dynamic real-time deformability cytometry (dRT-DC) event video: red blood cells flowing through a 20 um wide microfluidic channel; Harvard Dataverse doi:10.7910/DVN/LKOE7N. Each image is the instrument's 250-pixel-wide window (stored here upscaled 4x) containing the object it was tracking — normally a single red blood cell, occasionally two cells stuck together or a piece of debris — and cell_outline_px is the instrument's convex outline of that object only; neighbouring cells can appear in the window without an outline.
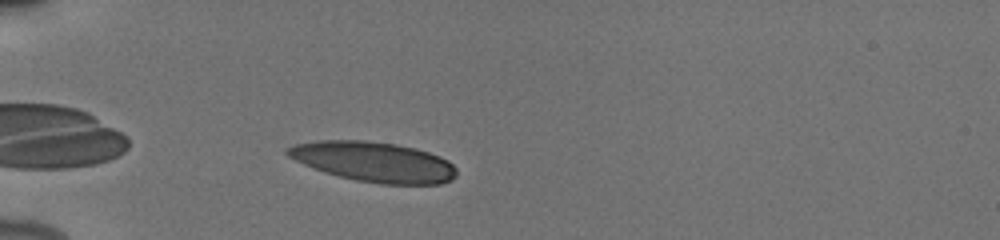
{"species": "human", "species_latin": "Homo sapiens", "temperature_condition": "cold", "stored_images_in_passage": 3, "camera_frame_rate_fps": 3000, "um_per_image_px": 0.085, "donor": {"sex": "male"}, "frame": {"image": 1, "passage_image": 3, "time_ms": 2.333, "image_size_px": [1000, 240], "cell_outline_px": [[456, 176], [452, 180], [440, 184], [380, 184], [356, 180], [324, 172], [304, 164], [288, 156], [284, 152], [284, 148], [296, 144], [316, 140], [368, 140], [396, 144], [416, 148], [440, 156], [448, 160], [456, 168]], "centroid_in_image_um": [31.78, 13.75], "position_along_channel_um": 53.2, "area_um2": 39.59}}